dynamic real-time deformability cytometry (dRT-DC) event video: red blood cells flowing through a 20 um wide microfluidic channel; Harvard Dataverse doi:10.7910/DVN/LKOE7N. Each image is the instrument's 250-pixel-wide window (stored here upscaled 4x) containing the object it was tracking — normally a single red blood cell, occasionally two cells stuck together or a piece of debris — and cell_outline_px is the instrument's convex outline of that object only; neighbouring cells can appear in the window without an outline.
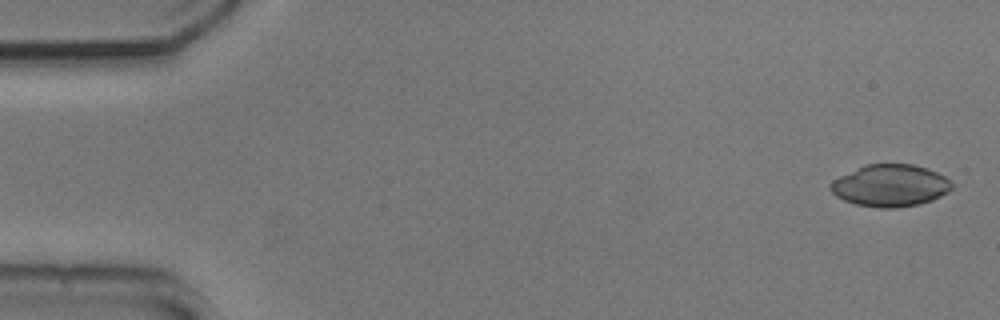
{"species": "common noctule bat (a hibernating species)", "species_latin": "Nyctalus noctula", "temperature_condition": "cold", "stored_images_in_passage": 22, "camera_frame_rate_fps": 3000, "um_per_image_px": 0.085, "animal": {"sex": "male", "body_mass_g": 20.5, "forearm_length_mm": 52.5}, "frame": {"image": 1, "passage_image": 2, "time_ms": 0.333, "image_size_px": [1000, 320], "cell_outline_px": [[952, 188], [948, 192], [932, 200], [920, 204], [896, 208], [880, 208], [856, 204], [844, 200], [836, 196], [828, 188], [828, 184], [832, 180], [840, 176], [868, 164], [912, 164], [928, 168], [944, 176], [952, 184]], "centroid_in_image_um": [75.66, 15.78], "position_along_channel_um": 9.3, "area_um2": 29.65}}